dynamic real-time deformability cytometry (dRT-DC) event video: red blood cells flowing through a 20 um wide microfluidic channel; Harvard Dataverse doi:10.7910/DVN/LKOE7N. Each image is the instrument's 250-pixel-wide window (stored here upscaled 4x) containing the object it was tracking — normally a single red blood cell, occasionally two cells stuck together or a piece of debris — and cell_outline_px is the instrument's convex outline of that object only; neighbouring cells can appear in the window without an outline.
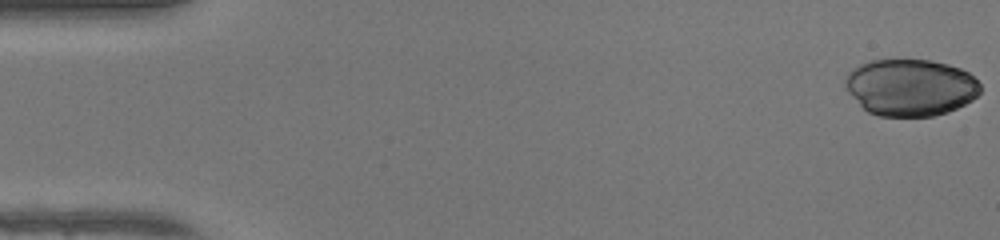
{"species": "human", "species_latin": "Homo sapiens", "temperature_condition": "warm", "stored_images_in_passage": 49, "camera_frame_rate_fps": 3000, "um_per_image_px": 0.085, "donor": {"sex": "female"}, "frame": {"image": 1, "passage_image": 1, "time_ms": 0.0, "image_size_px": [1000, 240], "cell_outline_px": [[980, 92], [972, 100], [948, 112], [932, 116], [880, 116], [868, 112], [844, 88], [844, 80], [848, 72], [852, 68], [868, 60], [932, 60], [948, 64], [960, 68], [968, 72], [980, 84]], "centroid_in_image_um": [77.37, 7.42], "position_along_channel_um": 7.6, "area_um2": 44.85}}
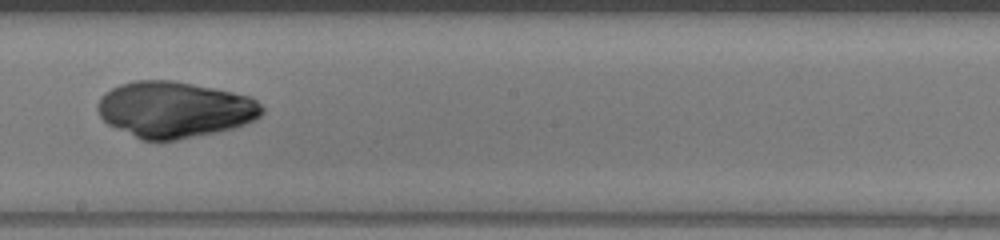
{"frame": {"image": 2, "passage_image": 28, "time_ms": 9.0, "image_size_px": [1000, 240], "cell_outline_px": [[264, 112], [256, 120], [232, 128], [216, 132], [176, 140], [140, 140], [108, 124], [100, 116], [96, 108], [96, 104], [100, 96], [104, 92], [120, 84], [136, 80], [172, 80], [252, 96], [264, 108]], "centroid_in_image_um": [14.82, 9.31], "position_along_channel_um": 233.4, "area_um2": 53.87}}
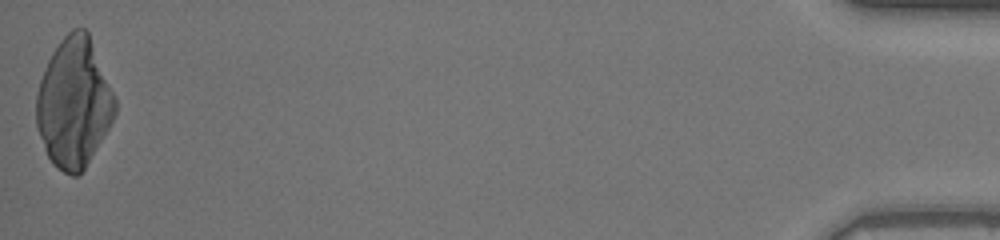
{"frame": {"image": 3, "passage_image": 49, "time_ms": 16.0, "image_size_px": [1000, 240], "cell_outline_px": [[116, 112], [108, 128], [84, 168], [76, 176], [72, 176], [64, 172], [52, 164], [44, 148], [36, 124], [36, 92], [44, 68], [52, 52], [60, 40], [72, 28], [84, 28], [88, 32], [116, 100]], "centroid_in_image_um": [6.26, 8.73], "position_along_channel_um": 428.9, "area_um2": 58.78}}